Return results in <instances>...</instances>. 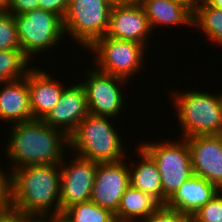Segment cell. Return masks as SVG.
Segmentation results:
<instances>
[{
    "instance_id": "cell-1",
    "label": "cell",
    "mask_w": 222,
    "mask_h": 222,
    "mask_svg": "<svg viewBox=\"0 0 222 222\" xmlns=\"http://www.w3.org/2000/svg\"><path fill=\"white\" fill-rule=\"evenodd\" d=\"M60 184V163L10 170L9 210L17 214L60 216Z\"/></svg>"
},
{
    "instance_id": "cell-2",
    "label": "cell",
    "mask_w": 222,
    "mask_h": 222,
    "mask_svg": "<svg viewBox=\"0 0 222 222\" xmlns=\"http://www.w3.org/2000/svg\"><path fill=\"white\" fill-rule=\"evenodd\" d=\"M9 125L11 131L3 152L12 171L28 165L61 163L69 151V137L42 119Z\"/></svg>"
},
{
    "instance_id": "cell-3",
    "label": "cell",
    "mask_w": 222,
    "mask_h": 222,
    "mask_svg": "<svg viewBox=\"0 0 222 222\" xmlns=\"http://www.w3.org/2000/svg\"><path fill=\"white\" fill-rule=\"evenodd\" d=\"M112 121L114 118L89 113L69 136V150L73 155L98 163L125 160L128 148Z\"/></svg>"
},
{
    "instance_id": "cell-4",
    "label": "cell",
    "mask_w": 222,
    "mask_h": 222,
    "mask_svg": "<svg viewBox=\"0 0 222 222\" xmlns=\"http://www.w3.org/2000/svg\"><path fill=\"white\" fill-rule=\"evenodd\" d=\"M178 91V92H177ZM182 138L222 135V93L192 90L170 91Z\"/></svg>"
},
{
    "instance_id": "cell-5",
    "label": "cell",
    "mask_w": 222,
    "mask_h": 222,
    "mask_svg": "<svg viewBox=\"0 0 222 222\" xmlns=\"http://www.w3.org/2000/svg\"><path fill=\"white\" fill-rule=\"evenodd\" d=\"M167 140L147 141L139 145L157 166L163 189V205L193 174L191 153L185 138Z\"/></svg>"
},
{
    "instance_id": "cell-6",
    "label": "cell",
    "mask_w": 222,
    "mask_h": 222,
    "mask_svg": "<svg viewBox=\"0 0 222 222\" xmlns=\"http://www.w3.org/2000/svg\"><path fill=\"white\" fill-rule=\"evenodd\" d=\"M13 19L20 47L32 61L36 56H40L41 52L55 49L66 38L63 18L52 12L37 9L13 15Z\"/></svg>"
},
{
    "instance_id": "cell-7",
    "label": "cell",
    "mask_w": 222,
    "mask_h": 222,
    "mask_svg": "<svg viewBox=\"0 0 222 222\" xmlns=\"http://www.w3.org/2000/svg\"><path fill=\"white\" fill-rule=\"evenodd\" d=\"M111 6L106 0H70L63 18L65 35L88 50L109 28Z\"/></svg>"
},
{
    "instance_id": "cell-8",
    "label": "cell",
    "mask_w": 222,
    "mask_h": 222,
    "mask_svg": "<svg viewBox=\"0 0 222 222\" xmlns=\"http://www.w3.org/2000/svg\"><path fill=\"white\" fill-rule=\"evenodd\" d=\"M146 49L140 43L110 38L105 35L98 39L87 51L91 55L94 54L95 58L92 61L94 60V67L97 70L131 81L130 79H133V76H137L135 74H139L145 69L143 67L146 63L144 62L147 54Z\"/></svg>"
},
{
    "instance_id": "cell-9",
    "label": "cell",
    "mask_w": 222,
    "mask_h": 222,
    "mask_svg": "<svg viewBox=\"0 0 222 222\" xmlns=\"http://www.w3.org/2000/svg\"><path fill=\"white\" fill-rule=\"evenodd\" d=\"M93 66L84 73L87 76L86 81L82 77V82L77 80L85 90L89 113L118 119L123 108L125 109L126 99L123 95L126 91L123 86H126V83L128 85L129 81L119 76L103 73Z\"/></svg>"
},
{
    "instance_id": "cell-10",
    "label": "cell",
    "mask_w": 222,
    "mask_h": 222,
    "mask_svg": "<svg viewBox=\"0 0 222 222\" xmlns=\"http://www.w3.org/2000/svg\"><path fill=\"white\" fill-rule=\"evenodd\" d=\"M71 156L73 158L71 157L70 160L65 156L60 163L61 213L74 204L90 200L97 171L98 162L87 160L77 155L73 156V153Z\"/></svg>"
},
{
    "instance_id": "cell-11",
    "label": "cell",
    "mask_w": 222,
    "mask_h": 222,
    "mask_svg": "<svg viewBox=\"0 0 222 222\" xmlns=\"http://www.w3.org/2000/svg\"><path fill=\"white\" fill-rule=\"evenodd\" d=\"M128 162L126 159L97 164L90 200L114 214L119 207L122 195L130 185Z\"/></svg>"
},
{
    "instance_id": "cell-12",
    "label": "cell",
    "mask_w": 222,
    "mask_h": 222,
    "mask_svg": "<svg viewBox=\"0 0 222 222\" xmlns=\"http://www.w3.org/2000/svg\"><path fill=\"white\" fill-rule=\"evenodd\" d=\"M185 140L191 153L193 174L222 190V135H199Z\"/></svg>"
},
{
    "instance_id": "cell-13",
    "label": "cell",
    "mask_w": 222,
    "mask_h": 222,
    "mask_svg": "<svg viewBox=\"0 0 222 222\" xmlns=\"http://www.w3.org/2000/svg\"><path fill=\"white\" fill-rule=\"evenodd\" d=\"M152 34L144 8L138 1L131 5L111 7L107 37L134 41L147 48L148 38Z\"/></svg>"
},
{
    "instance_id": "cell-14",
    "label": "cell",
    "mask_w": 222,
    "mask_h": 222,
    "mask_svg": "<svg viewBox=\"0 0 222 222\" xmlns=\"http://www.w3.org/2000/svg\"><path fill=\"white\" fill-rule=\"evenodd\" d=\"M66 86L57 105L42 119L50 127L59 129L68 137L89 114L85 90L80 82Z\"/></svg>"
},
{
    "instance_id": "cell-15",
    "label": "cell",
    "mask_w": 222,
    "mask_h": 222,
    "mask_svg": "<svg viewBox=\"0 0 222 222\" xmlns=\"http://www.w3.org/2000/svg\"><path fill=\"white\" fill-rule=\"evenodd\" d=\"M42 69L33 66L26 75L33 119H43L60 101L67 86L56 79L52 72Z\"/></svg>"
},
{
    "instance_id": "cell-16",
    "label": "cell",
    "mask_w": 222,
    "mask_h": 222,
    "mask_svg": "<svg viewBox=\"0 0 222 222\" xmlns=\"http://www.w3.org/2000/svg\"><path fill=\"white\" fill-rule=\"evenodd\" d=\"M0 85V120L11 124L32 120L26 77Z\"/></svg>"
},
{
    "instance_id": "cell-17",
    "label": "cell",
    "mask_w": 222,
    "mask_h": 222,
    "mask_svg": "<svg viewBox=\"0 0 222 222\" xmlns=\"http://www.w3.org/2000/svg\"><path fill=\"white\" fill-rule=\"evenodd\" d=\"M220 190L206 179L192 174L165 204L186 215L193 214Z\"/></svg>"
},
{
    "instance_id": "cell-18",
    "label": "cell",
    "mask_w": 222,
    "mask_h": 222,
    "mask_svg": "<svg viewBox=\"0 0 222 222\" xmlns=\"http://www.w3.org/2000/svg\"><path fill=\"white\" fill-rule=\"evenodd\" d=\"M144 8L150 28L153 30L177 25L193 26V11L185 4L176 0H138ZM159 26V27H158ZM156 27V28H155Z\"/></svg>"
},
{
    "instance_id": "cell-19",
    "label": "cell",
    "mask_w": 222,
    "mask_h": 222,
    "mask_svg": "<svg viewBox=\"0 0 222 222\" xmlns=\"http://www.w3.org/2000/svg\"><path fill=\"white\" fill-rule=\"evenodd\" d=\"M137 152L140 160L130 161L129 166L130 185L140 191L151 195L161 205H163V189L161 177L153 159L138 146ZM133 167V168H132Z\"/></svg>"
},
{
    "instance_id": "cell-20",
    "label": "cell",
    "mask_w": 222,
    "mask_h": 222,
    "mask_svg": "<svg viewBox=\"0 0 222 222\" xmlns=\"http://www.w3.org/2000/svg\"><path fill=\"white\" fill-rule=\"evenodd\" d=\"M160 205L151 195L129 185L114 214L115 220L116 222H141L147 219Z\"/></svg>"
},
{
    "instance_id": "cell-21",
    "label": "cell",
    "mask_w": 222,
    "mask_h": 222,
    "mask_svg": "<svg viewBox=\"0 0 222 222\" xmlns=\"http://www.w3.org/2000/svg\"><path fill=\"white\" fill-rule=\"evenodd\" d=\"M193 27L222 48V10L201 0L193 11Z\"/></svg>"
},
{
    "instance_id": "cell-22",
    "label": "cell",
    "mask_w": 222,
    "mask_h": 222,
    "mask_svg": "<svg viewBox=\"0 0 222 222\" xmlns=\"http://www.w3.org/2000/svg\"><path fill=\"white\" fill-rule=\"evenodd\" d=\"M32 67L22 49L0 51V83L22 79Z\"/></svg>"
},
{
    "instance_id": "cell-23",
    "label": "cell",
    "mask_w": 222,
    "mask_h": 222,
    "mask_svg": "<svg viewBox=\"0 0 222 222\" xmlns=\"http://www.w3.org/2000/svg\"><path fill=\"white\" fill-rule=\"evenodd\" d=\"M61 216L67 222H116L114 213L91 200L72 205Z\"/></svg>"
},
{
    "instance_id": "cell-24",
    "label": "cell",
    "mask_w": 222,
    "mask_h": 222,
    "mask_svg": "<svg viewBox=\"0 0 222 222\" xmlns=\"http://www.w3.org/2000/svg\"><path fill=\"white\" fill-rule=\"evenodd\" d=\"M21 49L13 15L8 11H0V51Z\"/></svg>"
},
{
    "instance_id": "cell-25",
    "label": "cell",
    "mask_w": 222,
    "mask_h": 222,
    "mask_svg": "<svg viewBox=\"0 0 222 222\" xmlns=\"http://www.w3.org/2000/svg\"><path fill=\"white\" fill-rule=\"evenodd\" d=\"M203 221L222 222V190L195 212Z\"/></svg>"
},
{
    "instance_id": "cell-26",
    "label": "cell",
    "mask_w": 222,
    "mask_h": 222,
    "mask_svg": "<svg viewBox=\"0 0 222 222\" xmlns=\"http://www.w3.org/2000/svg\"><path fill=\"white\" fill-rule=\"evenodd\" d=\"M141 222H187V215L160 205L147 219Z\"/></svg>"
},
{
    "instance_id": "cell-27",
    "label": "cell",
    "mask_w": 222,
    "mask_h": 222,
    "mask_svg": "<svg viewBox=\"0 0 222 222\" xmlns=\"http://www.w3.org/2000/svg\"><path fill=\"white\" fill-rule=\"evenodd\" d=\"M4 170V171H3ZM10 172L0 168V211L9 210Z\"/></svg>"
},
{
    "instance_id": "cell-28",
    "label": "cell",
    "mask_w": 222,
    "mask_h": 222,
    "mask_svg": "<svg viewBox=\"0 0 222 222\" xmlns=\"http://www.w3.org/2000/svg\"><path fill=\"white\" fill-rule=\"evenodd\" d=\"M37 9H40L39 0H11L7 11L12 15H19Z\"/></svg>"
},
{
    "instance_id": "cell-29",
    "label": "cell",
    "mask_w": 222,
    "mask_h": 222,
    "mask_svg": "<svg viewBox=\"0 0 222 222\" xmlns=\"http://www.w3.org/2000/svg\"><path fill=\"white\" fill-rule=\"evenodd\" d=\"M70 0H39L40 9L52 12L64 18Z\"/></svg>"
},
{
    "instance_id": "cell-30",
    "label": "cell",
    "mask_w": 222,
    "mask_h": 222,
    "mask_svg": "<svg viewBox=\"0 0 222 222\" xmlns=\"http://www.w3.org/2000/svg\"><path fill=\"white\" fill-rule=\"evenodd\" d=\"M18 222H50V215L18 214Z\"/></svg>"
},
{
    "instance_id": "cell-31",
    "label": "cell",
    "mask_w": 222,
    "mask_h": 222,
    "mask_svg": "<svg viewBox=\"0 0 222 222\" xmlns=\"http://www.w3.org/2000/svg\"><path fill=\"white\" fill-rule=\"evenodd\" d=\"M0 222H18V214L11 210L0 211Z\"/></svg>"
},
{
    "instance_id": "cell-32",
    "label": "cell",
    "mask_w": 222,
    "mask_h": 222,
    "mask_svg": "<svg viewBox=\"0 0 222 222\" xmlns=\"http://www.w3.org/2000/svg\"><path fill=\"white\" fill-rule=\"evenodd\" d=\"M111 7L131 5L138 0H106Z\"/></svg>"
},
{
    "instance_id": "cell-33",
    "label": "cell",
    "mask_w": 222,
    "mask_h": 222,
    "mask_svg": "<svg viewBox=\"0 0 222 222\" xmlns=\"http://www.w3.org/2000/svg\"><path fill=\"white\" fill-rule=\"evenodd\" d=\"M179 1L185 5H187L192 11H194L196 5L201 1V0H176Z\"/></svg>"
},
{
    "instance_id": "cell-34",
    "label": "cell",
    "mask_w": 222,
    "mask_h": 222,
    "mask_svg": "<svg viewBox=\"0 0 222 222\" xmlns=\"http://www.w3.org/2000/svg\"><path fill=\"white\" fill-rule=\"evenodd\" d=\"M207 4L216 7L219 10H222V0H203Z\"/></svg>"
},
{
    "instance_id": "cell-35",
    "label": "cell",
    "mask_w": 222,
    "mask_h": 222,
    "mask_svg": "<svg viewBox=\"0 0 222 222\" xmlns=\"http://www.w3.org/2000/svg\"><path fill=\"white\" fill-rule=\"evenodd\" d=\"M187 222H208L201 220L195 213L187 215Z\"/></svg>"
},
{
    "instance_id": "cell-36",
    "label": "cell",
    "mask_w": 222,
    "mask_h": 222,
    "mask_svg": "<svg viewBox=\"0 0 222 222\" xmlns=\"http://www.w3.org/2000/svg\"><path fill=\"white\" fill-rule=\"evenodd\" d=\"M11 0H0V11H7Z\"/></svg>"
},
{
    "instance_id": "cell-37",
    "label": "cell",
    "mask_w": 222,
    "mask_h": 222,
    "mask_svg": "<svg viewBox=\"0 0 222 222\" xmlns=\"http://www.w3.org/2000/svg\"><path fill=\"white\" fill-rule=\"evenodd\" d=\"M50 222H67V221L61 215L60 216L50 215Z\"/></svg>"
}]
</instances>
